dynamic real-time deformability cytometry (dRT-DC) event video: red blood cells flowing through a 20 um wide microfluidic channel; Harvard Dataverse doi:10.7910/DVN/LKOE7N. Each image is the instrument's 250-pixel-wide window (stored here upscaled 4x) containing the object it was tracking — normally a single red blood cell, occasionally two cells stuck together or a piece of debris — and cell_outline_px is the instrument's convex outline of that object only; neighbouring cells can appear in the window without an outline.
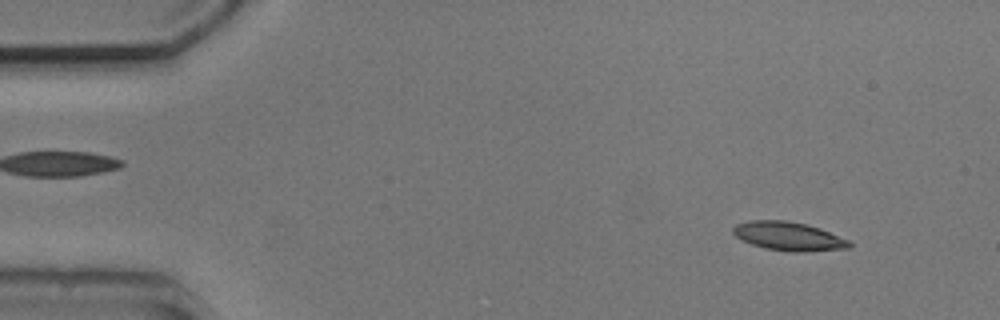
{"species": "common noctule bat (a hibernating species)", "species_latin": "Nyctalus noctula", "temperature_condition": "cold", "stored_images_in_passage": 4, "segment_of_instrument_passage": [1, 2], "camera_frame_rate_fps": 3000, "um_per_image_px": 0.085, "animal": {"sex": "male", "body_mass_g": 20.5, "forearm_length_mm": 52.5}, "frame": {"image": 1, "passage_image": 1, "time_ms": 0.0, "image_size_px": [1000, 320], "cell_outline_px": [[852, 244], [848, 248], [800, 252], [792, 252], [764, 248], [740, 240], [732, 232], [732, 228], [736, 224], [752, 220], [788, 220], [808, 224], [820, 228], [848, 240]], "centroid_in_image_um": [67.0, 20.07], "position_along_channel_um": 18.0, "area_um2": 19.48}}